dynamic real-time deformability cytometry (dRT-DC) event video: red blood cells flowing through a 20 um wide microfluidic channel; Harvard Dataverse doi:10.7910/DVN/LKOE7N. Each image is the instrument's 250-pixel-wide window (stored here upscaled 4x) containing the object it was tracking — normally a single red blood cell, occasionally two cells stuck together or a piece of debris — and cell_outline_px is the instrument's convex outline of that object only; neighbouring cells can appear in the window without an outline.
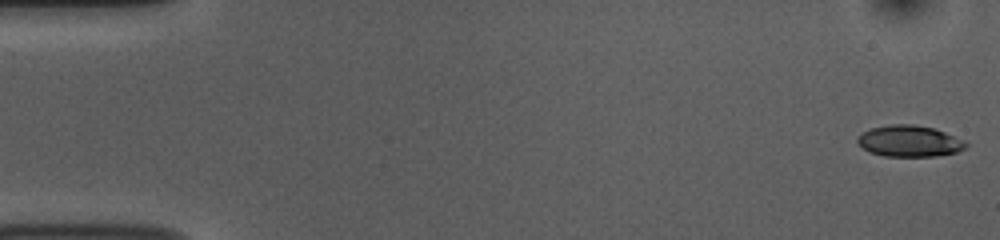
{"species": "common noctule bat (a hibernating species)", "species_latin": "Nyctalus noctula", "temperature_condition": "room temperature", "stored_images_in_passage": 53, "camera_frame_rate_fps": 3000, "um_per_image_px": 0.085, "animal": {"sex": "female", "body_mass_g": 10.0, "forearm_length_mm": 53.1}, "frame": {"image": 1, "passage_image": 1, "time_ms": 0.0, "image_size_px": [1000, 240], "cell_outline_px": [[968, 148], [956, 152], [936, 156], [884, 156], [868, 152], [856, 140], [864, 132], [872, 128], [892, 124], [912, 124], [932, 128], [944, 132], [968, 144]], "centroid_in_image_um": [77.3, 12.0], "position_along_channel_um": 7.7, "area_um2": 19.42}}
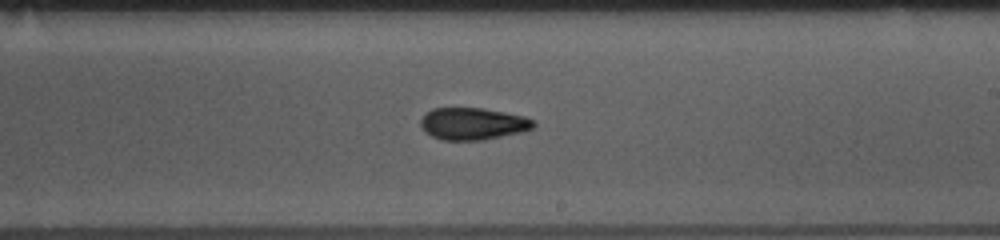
{"frame": {"image": 2, "passage_image": 31, "time_ms": 10.0, "image_size_px": [1000, 240], "cell_outline_px": [[536, 124], [532, 128], [524, 132], [484, 140], [444, 140], [432, 136], [424, 132], [420, 124], [420, 120], [424, 112], [432, 108], [484, 108], [524, 116], [536, 120]], "centroid_in_image_um": [40.2, 10.51], "position_along_channel_um": 248.8, "area_um2": 21.44}}
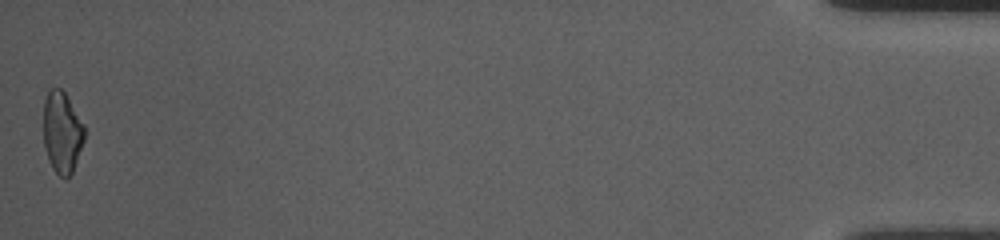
{"frame": {"image": 3, "passage_image": 53, "time_ms": 17.333, "image_size_px": [1000, 240], "cell_outline_px": [[84, 140], [72, 172], [64, 180], [52, 168], [48, 160], [44, 144], [44, 100], [48, 88], [60, 88], [64, 92], [84, 124]], "centroid_in_image_um": [5.26, 11.24], "position_along_channel_um": 429.9, "area_um2": 19.36}, "authors_computed_cell_mechanics": {"area_um2": 20.4034, "velocity_mm_per_s": 3.7641, "shape_relaxation_time_tau1_ms": 4.5613, "shape_relaxation_time_tau2_ms": 5.0314, "deformation_change_tau1": 0.1724, "deformation_change_tau2": 0.1312}}